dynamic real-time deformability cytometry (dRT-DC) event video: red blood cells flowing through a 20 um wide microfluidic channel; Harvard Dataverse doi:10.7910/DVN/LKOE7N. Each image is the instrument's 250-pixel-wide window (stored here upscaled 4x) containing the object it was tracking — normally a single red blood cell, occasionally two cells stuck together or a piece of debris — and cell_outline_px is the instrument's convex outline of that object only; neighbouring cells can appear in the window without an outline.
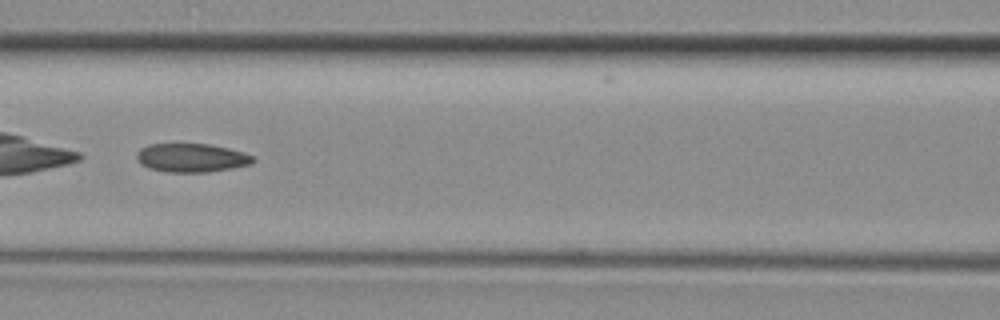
{"species": "common noctule bat (a hibernating species)", "species_latin": "Nyctalus noctula", "temperature_condition": "room temperature", "stored_images_in_passage": 42, "camera_frame_rate_fps": 3000, "um_per_image_px": 0.085, "animal": {"sex": "female", "body_mass_g": 29.2, "forearm_length_mm": 56.3}, "frame": {"image": 1, "passage_image": 19, "time_ms": 6.0, "image_size_px": [1000, 320], "cell_outline_px": [[256, 160], [252, 164], [232, 168], [208, 172], [168, 172], [148, 168], [140, 164], [136, 156], [136, 152], [140, 148], [148, 144], [208, 144], [228, 148], [244, 152], [256, 156]], "centroid_in_image_um": [16.3, 13.41], "position_along_channel_um": 150.3, "area_um2": 19.65}}
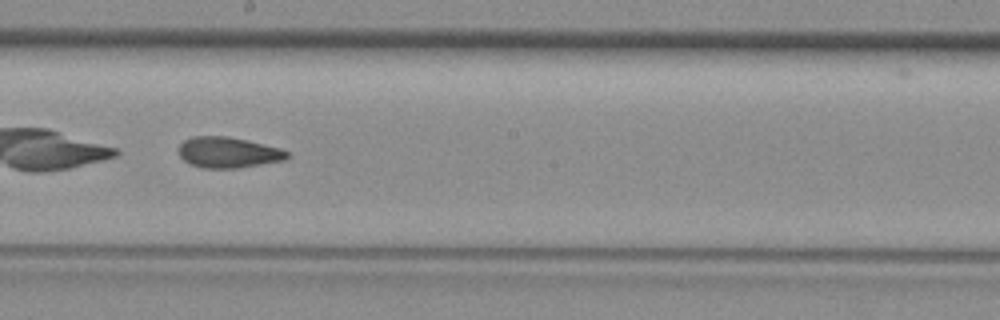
{"frame": {"image": 2, "passage_image": 24, "time_ms": 7.667, "image_size_px": [1000, 320], "cell_outline_px": [[292, 156], [284, 160], [236, 168], [200, 168], [184, 160], [180, 156], [180, 144], [184, 140], [192, 136], [228, 136], [280, 148], [292, 152]], "centroid_in_image_um": [19.43, 12.95], "position_along_channel_um": 228.8, "area_um2": 19.42}}